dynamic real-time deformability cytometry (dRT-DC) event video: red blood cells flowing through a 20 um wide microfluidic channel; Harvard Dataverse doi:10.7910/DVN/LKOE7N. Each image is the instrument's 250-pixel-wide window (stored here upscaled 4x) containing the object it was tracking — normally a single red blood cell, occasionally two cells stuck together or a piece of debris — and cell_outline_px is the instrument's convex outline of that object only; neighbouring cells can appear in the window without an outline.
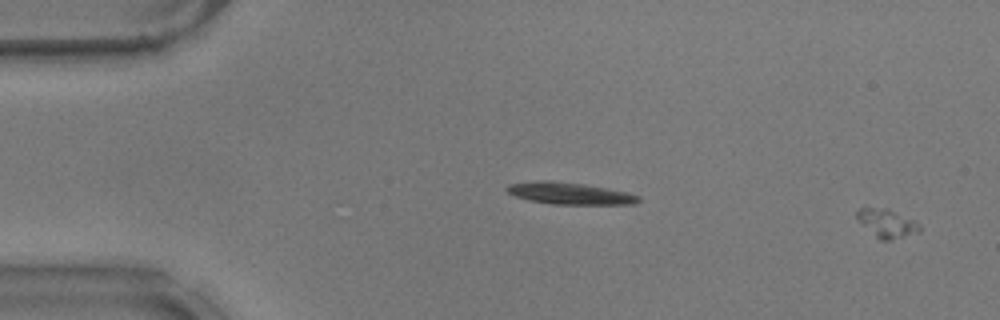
{"species": "common noctule bat (a hibernating species)", "species_latin": "Nyctalus noctula", "temperature_condition": "warm", "stored_images_in_passage": 55, "camera_frame_rate_fps": 3000, "um_per_image_px": 0.085, "animal": {"sex": "male", "body_mass_g": 17.9}, "frame": {"image": 1, "passage_image": 2, "time_ms": 0.333, "image_size_px": [1000, 320], "cell_outline_px": [[920, 232], [892, 240], [880, 240], [856, 216], [856, 212], [860, 208], [888, 208], [920, 224]], "centroid_in_image_um": [75.43, 18.98], "position_along_channel_um": 9.6, "area_um2": 10.0}}
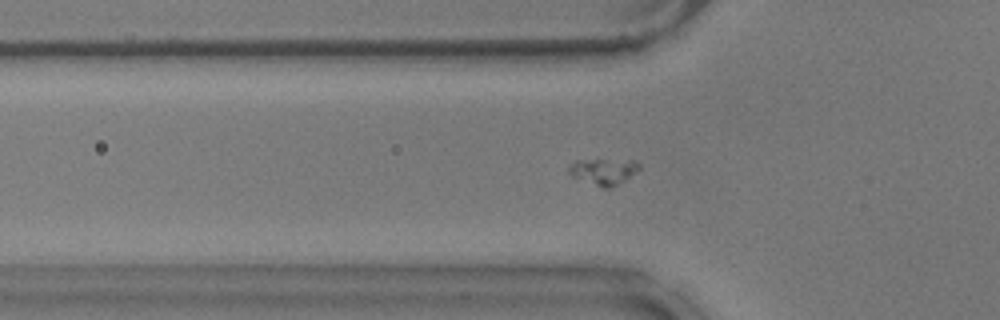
{"frame": {"image": 2, "passage_image": 18, "time_ms": 5.667, "image_size_px": [1000, 320], "cell_outline_px": [[640, 168], [624, 180], [612, 188], [604, 188], [572, 176], [568, 172], [568, 168], [576, 160], [632, 160], [640, 164]], "centroid_in_image_um": [51.3, 14.57], "position_along_channel_um": 74.5, "area_um2": 10.46}}